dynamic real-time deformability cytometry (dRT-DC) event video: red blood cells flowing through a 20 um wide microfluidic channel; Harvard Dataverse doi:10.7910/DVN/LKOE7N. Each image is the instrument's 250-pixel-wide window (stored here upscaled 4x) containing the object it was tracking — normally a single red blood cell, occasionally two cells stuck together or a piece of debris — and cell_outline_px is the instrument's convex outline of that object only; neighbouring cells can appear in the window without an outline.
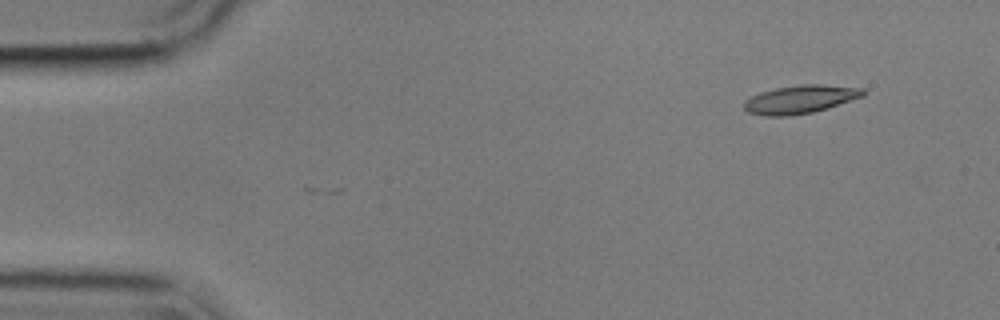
{"species": "common noctule bat (a hibernating species)", "species_latin": "Nyctalus noctula", "temperature_condition": "cold", "stored_images_in_passage": 2, "camera_frame_rate_fps": 3000, "um_per_image_px": 0.085, "animal": {"sex": "male", "body_mass_g": 17.9}, "frame": {"image": 1, "passage_image": 2, "time_ms": 0.333, "image_size_px": [1000, 320], "cell_outline_px": [[868, 92], [864, 96], [828, 108], [812, 112], [788, 116], [764, 116], [748, 112], [744, 108], [744, 100], [760, 92], [776, 88], [800, 84], [820, 84], [864, 88]], "centroid_in_image_um": [68.05, 8.44], "position_along_channel_um": 17.0, "area_um2": 19.71}}